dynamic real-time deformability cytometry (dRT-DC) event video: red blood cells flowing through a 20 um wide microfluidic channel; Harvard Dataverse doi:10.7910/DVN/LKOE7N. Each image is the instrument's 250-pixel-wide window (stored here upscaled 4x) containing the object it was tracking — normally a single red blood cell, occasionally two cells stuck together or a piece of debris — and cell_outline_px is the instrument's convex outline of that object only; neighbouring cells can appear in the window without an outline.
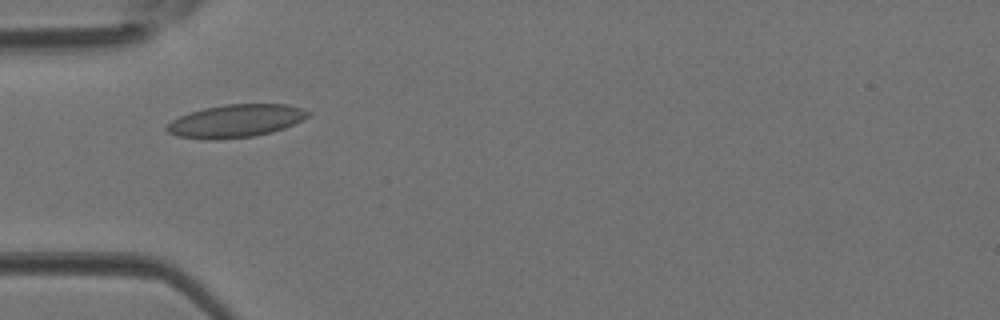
{"species": "Egyptian fruit bat (a non-hibernating species)", "species_latin": "Rousettus aegyptiacus", "temperature_condition": "room temperature", "stored_images_in_passage": 3, "camera_frame_rate_fps": 3000, "um_per_image_px": 0.085, "animal": {"sex": "female"}, "frame": {"image": 1, "passage_image": 3, "time_ms": 0.667, "image_size_px": [1000, 320], "cell_outline_px": [[312, 112], [308, 116], [284, 128], [272, 132], [252, 136], [220, 140], [212, 140], [176, 136], [168, 132], [164, 128], [172, 120], [180, 116], [204, 108], [224, 104], [288, 104], [304, 108]], "centroid_in_image_um": [20.04, 10.28], "position_along_channel_um": 65.0, "area_um2": 27.05}}